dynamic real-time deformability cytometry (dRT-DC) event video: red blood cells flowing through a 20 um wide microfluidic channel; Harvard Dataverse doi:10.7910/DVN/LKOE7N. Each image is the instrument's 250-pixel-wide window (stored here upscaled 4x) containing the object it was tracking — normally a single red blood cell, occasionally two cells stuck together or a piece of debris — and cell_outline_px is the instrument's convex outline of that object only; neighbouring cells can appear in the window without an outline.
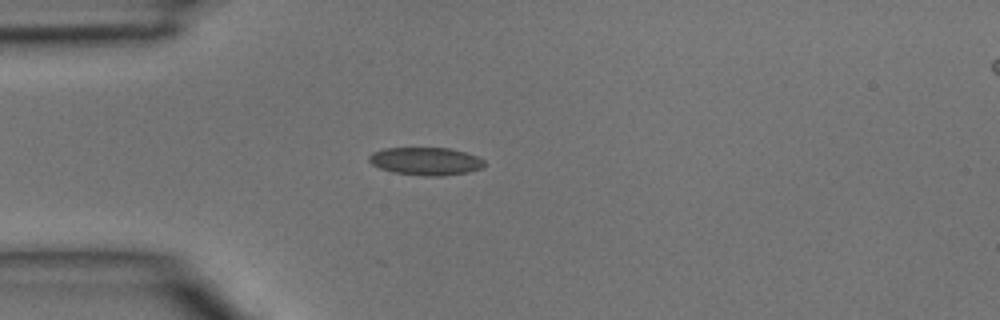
{"species": "common noctule bat (a hibernating species)", "species_latin": "Nyctalus noctula", "temperature_condition": "room temperature", "stored_images_in_passage": 3, "camera_frame_rate_fps": 3000, "um_per_image_px": 0.085, "animal": {"sex": "male", "body_mass_g": 15.6}, "frame": {"image": 1, "passage_image": 3, "time_ms": 0.667, "image_size_px": [1000, 320], "cell_outline_px": [[484, 168], [468, 172], [440, 176], [424, 176], [392, 172], [380, 168], [372, 164], [368, 160], [368, 156], [372, 152], [384, 148], [448, 148], [464, 152], [476, 156], [484, 160]], "centroid_in_image_um": [36.17, 13.7], "position_along_channel_um": 48.8, "area_um2": 18.73}}